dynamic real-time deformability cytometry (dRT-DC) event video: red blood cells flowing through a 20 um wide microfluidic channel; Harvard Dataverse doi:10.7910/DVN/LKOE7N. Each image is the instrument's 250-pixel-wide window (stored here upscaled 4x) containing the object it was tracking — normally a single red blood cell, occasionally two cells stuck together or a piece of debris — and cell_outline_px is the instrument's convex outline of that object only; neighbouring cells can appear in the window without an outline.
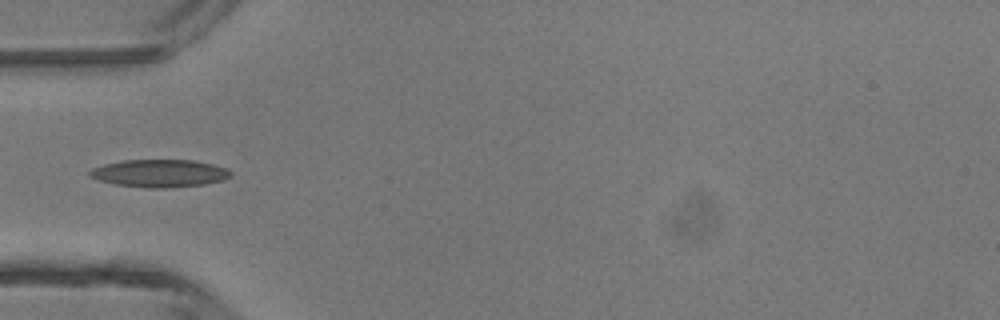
{"species": "common noctule bat (a hibernating species)", "species_latin": "Nyctalus noctula", "temperature_condition": "room temperature", "stored_images_in_passage": 2, "camera_frame_rate_fps": 3000, "um_per_image_px": 0.085, "animal": {"sex": "male", "body_mass_g": 13.3}, "frame": {"image": 1, "passage_image": 1, "time_ms": 0.0, "image_size_px": [1000, 320], "cell_outline_px": [[232, 176], [224, 180], [204, 184], [164, 188], [148, 188], [116, 184], [100, 180], [88, 176], [88, 172], [92, 168], [104, 164], [120, 160], [192, 160], [212, 164], [228, 168], [232, 172]], "centroid_in_image_um": [13.58, 14.72], "position_along_channel_um": 71.4, "area_um2": 22.77}}
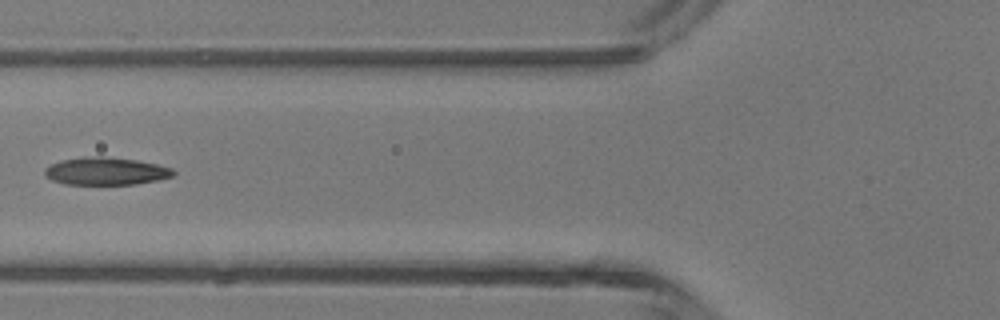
{"frame": {"image": 2, "passage_image": 2, "time_ms": 0.333, "image_size_px": [1000, 320], "cell_outline_px": [[176, 172], [172, 176], [160, 180], [136, 184], [64, 184], [52, 180], [44, 176], [44, 168], [52, 164], [64, 160], [84, 156], [104, 156], [136, 160], [156, 164], [172, 168]], "centroid_in_image_um": [9.0, 14.55], "position_along_channel_um": 116.8, "area_um2": 20.75}}